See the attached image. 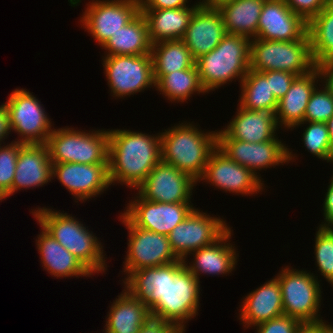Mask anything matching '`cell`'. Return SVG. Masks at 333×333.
<instances>
[{"label":"cell","mask_w":333,"mask_h":333,"mask_svg":"<svg viewBox=\"0 0 333 333\" xmlns=\"http://www.w3.org/2000/svg\"><path fill=\"white\" fill-rule=\"evenodd\" d=\"M133 296L144 302L151 316L176 324L186 332V322L198 315L200 279L183 260L133 271L122 280Z\"/></svg>","instance_id":"obj_1"},{"label":"cell","mask_w":333,"mask_h":333,"mask_svg":"<svg viewBox=\"0 0 333 333\" xmlns=\"http://www.w3.org/2000/svg\"><path fill=\"white\" fill-rule=\"evenodd\" d=\"M108 134L110 183L136 190L161 161V135L118 128Z\"/></svg>","instance_id":"obj_2"},{"label":"cell","mask_w":333,"mask_h":333,"mask_svg":"<svg viewBox=\"0 0 333 333\" xmlns=\"http://www.w3.org/2000/svg\"><path fill=\"white\" fill-rule=\"evenodd\" d=\"M183 121L165 129L161 135V161L189 174L194 180L203 176L212 152L217 148V130L202 131Z\"/></svg>","instance_id":"obj_3"},{"label":"cell","mask_w":333,"mask_h":333,"mask_svg":"<svg viewBox=\"0 0 333 333\" xmlns=\"http://www.w3.org/2000/svg\"><path fill=\"white\" fill-rule=\"evenodd\" d=\"M33 211L34 219L93 275L106 272V254L100 238L78 221V218L46 207H36Z\"/></svg>","instance_id":"obj_4"},{"label":"cell","mask_w":333,"mask_h":333,"mask_svg":"<svg viewBox=\"0 0 333 333\" xmlns=\"http://www.w3.org/2000/svg\"><path fill=\"white\" fill-rule=\"evenodd\" d=\"M251 39L227 33L218 46L195 60L199 78L207 93L234 79L241 83L250 69Z\"/></svg>","instance_id":"obj_5"},{"label":"cell","mask_w":333,"mask_h":333,"mask_svg":"<svg viewBox=\"0 0 333 333\" xmlns=\"http://www.w3.org/2000/svg\"><path fill=\"white\" fill-rule=\"evenodd\" d=\"M52 163L108 164L107 130L54 129L46 143Z\"/></svg>","instance_id":"obj_6"},{"label":"cell","mask_w":333,"mask_h":333,"mask_svg":"<svg viewBox=\"0 0 333 333\" xmlns=\"http://www.w3.org/2000/svg\"><path fill=\"white\" fill-rule=\"evenodd\" d=\"M315 68L308 33L296 41L251 39L250 70L285 71L302 76Z\"/></svg>","instance_id":"obj_7"},{"label":"cell","mask_w":333,"mask_h":333,"mask_svg":"<svg viewBox=\"0 0 333 333\" xmlns=\"http://www.w3.org/2000/svg\"><path fill=\"white\" fill-rule=\"evenodd\" d=\"M275 277L278 279L282 294L283 313L294 317L301 323L323 321L320 318L322 286L318 276L307 270L282 267Z\"/></svg>","instance_id":"obj_8"},{"label":"cell","mask_w":333,"mask_h":333,"mask_svg":"<svg viewBox=\"0 0 333 333\" xmlns=\"http://www.w3.org/2000/svg\"><path fill=\"white\" fill-rule=\"evenodd\" d=\"M278 138L261 143L245 142L232 139L221 129L217 131V147L232 161L247 167L260 179L261 174L257 171L288 164L297 159L293 151Z\"/></svg>","instance_id":"obj_9"},{"label":"cell","mask_w":333,"mask_h":333,"mask_svg":"<svg viewBox=\"0 0 333 333\" xmlns=\"http://www.w3.org/2000/svg\"><path fill=\"white\" fill-rule=\"evenodd\" d=\"M27 89L16 88L11 92L5 106L10 127L17 133L15 141L23 144H46L52 133V121L42 104Z\"/></svg>","instance_id":"obj_10"},{"label":"cell","mask_w":333,"mask_h":333,"mask_svg":"<svg viewBox=\"0 0 333 333\" xmlns=\"http://www.w3.org/2000/svg\"><path fill=\"white\" fill-rule=\"evenodd\" d=\"M120 221L128 230V243L123 262L125 279L142 268L158 267L173 263L179 259L173 253L168 236L135 226L122 212Z\"/></svg>","instance_id":"obj_11"},{"label":"cell","mask_w":333,"mask_h":333,"mask_svg":"<svg viewBox=\"0 0 333 333\" xmlns=\"http://www.w3.org/2000/svg\"><path fill=\"white\" fill-rule=\"evenodd\" d=\"M102 60L110 93L115 99L155 87L151 54L113 55Z\"/></svg>","instance_id":"obj_12"},{"label":"cell","mask_w":333,"mask_h":333,"mask_svg":"<svg viewBox=\"0 0 333 333\" xmlns=\"http://www.w3.org/2000/svg\"><path fill=\"white\" fill-rule=\"evenodd\" d=\"M194 208L189 215L168 234L175 256L187 262L190 253L215 243L230 227L222 218L211 216Z\"/></svg>","instance_id":"obj_13"},{"label":"cell","mask_w":333,"mask_h":333,"mask_svg":"<svg viewBox=\"0 0 333 333\" xmlns=\"http://www.w3.org/2000/svg\"><path fill=\"white\" fill-rule=\"evenodd\" d=\"M80 17L83 29L103 47L140 12V0H91Z\"/></svg>","instance_id":"obj_14"},{"label":"cell","mask_w":333,"mask_h":333,"mask_svg":"<svg viewBox=\"0 0 333 333\" xmlns=\"http://www.w3.org/2000/svg\"><path fill=\"white\" fill-rule=\"evenodd\" d=\"M200 181L226 193L243 196L261 193L266 187L263 178L259 179L247 167L232 161L218 147L210 155Z\"/></svg>","instance_id":"obj_15"},{"label":"cell","mask_w":333,"mask_h":333,"mask_svg":"<svg viewBox=\"0 0 333 333\" xmlns=\"http://www.w3.org/2000/svg\"><path fill=\"white\" fill-rule=\"evenodd\" d=\"M123 214L137 227L158 234H168L195 208L192 202L160 203L142 198L138 193Z\"/></svg>","instance_id":"obj_16"},{"label":"cell","mask_w":333,"mask_h":333,"mask_svg":"<svg viewBox=\"0 0 333 333\" xmlns=\"http://www.w3.org/2000/svg\"><path fill=\"white\" fill-rule=\"evenodd\" d=\"M197 183L189 174L160 161L137 188V193L146 200L160 203L191 202Z\"/></svg>","instance_id":"obj_17"},{"label":"cell","mask_w":333,"mask_h":333,"mask_svg":"<svg viewBox=\"0 0 333 333\" xmlns=\"http://www.w3.org/2000/svg\"><path fill=\"white\" fill-rule=\"evenodd\" d=\"M56 177L82 203L111 186L108 164L52 163V179Z\"/></svg>","instance_id":"obj_18"},{"label":"cell","mask_w":333,"mask_h":333,"mask_svg":"<svg viewBox=\"0 0 333 333\" xmlns=\"http://www.w3.org/2000/svg\"><path fill=\"white\" fill-rule=\"evenodd\" d=\"M308 23L295 14L285 0H265L257 28V39L296 41L307 34Z\"/></svg>","instance_id":"obj_19"},{"label":"cell","mask_w":333,"mask_h":333,"mask_svg":"<svg viewBox=\"0 0 333 333\" xmlns=\"http://www.w3.org/2000/svg\"><path fill=\"white\" fill-rule=\"evenodd\" d=\"M221 12L199 6L192 15L182 41L196 60L215 49L226 35Z\"/></svg>","instance_id":"obj_20"},{"label":"cell","mask_w":333,"mask_h":333,"mask_svg":"<svg viewBox=\"0 0 333 333\" xmlns=\"http://www.w3.org/2000/svg\"><path fill=\"white\" fill-rule=\"evenodd\" d=\"M237 107L235 117L223 129L232 139L261 143L278 137L276 131L280 127L276 119L277 107L257 110Z\"/></svg>","instance_id":"obj_21"},{"label":"cell","mask_w":333,"mask_h":333,"mask_svg":"<svg viewBox=\"0 0 333 333\" xmlns=\"http://www.w3.org/2000/svg\"><path fill=\"white\" fill-rule=\"evenodd\" d=\"M52 180V162L46 144H23L17 157L13 193L42 187Z\"/></svg>","instance_id":"obj_22"},{"label":"cell","mask_w":333,"mask_h":333,"mask_svg":"<svg viewBox=\"0 0 333 333\" xmlns=\"http://www.w3.org/2000/svg\"><path fill=\"white\" fill-rule=\"evenodd\" d=\"M239 309V320L247 329L283 315L280 283L273 277L244 297Z\"/></svg>","instance_id":"obj_23"},{"label":"cell","mask_w":333,"mask_h":333,"mask_svg":"<svg viewBox=\"0 0 333 333\" xmlns=\"http://www.w3.org/2000/svg\"><path fill=\"white\" fill-rule=\"evenodd\" d=\"M233 231L231 228L212 245L202 247L189 255L194 257L188 264L184 262L187 269L197 278L202 274L225 275L235 270L239 254L235 246L230 243ZM192 263V264H191Z\"/></svg>","instance_id":"obj_24"},{"label":"cell","mask_w":333,"mask_h":333,"mask_svg":"<svg viewBox=\"0 0 333 333\" xmlns=\"http://www.w3.org/2000/svg\"><path fill=\"white\" fill-rule=\"evenodd\" d=\"M319 79L322 80L317 67L310 73L294 79L286 95L278 100L276 119L280 127L292 130L294 126L304 122L309 99L318 82L322 83Z\"/></svg>","instance_id":"obj_25"},{"label":"cell","mask_w":333,"mask_h":333,"mask_svg":"<svg viewBox=\"0 0 333 333\" xmlns=\"http://www.w3.org/2000/svg\"><path fill=\"white\" fill-rule=\"evenodd\" d=\"M40 234L36 245L40 254L42 267L50 275L58 278L92 277V273L65 247H63L40 224Z\"/></svg>","instance_id":"obj_26"},{"label":"cell","mask_w":333,"mask_h":333,"mask_svg":"<svg viewBox=\"0 0 333 333\" xmlns=\"http://www.w3.org/2000/svg\"><path fill=\"white\" fill-rule=\"evenodd\" d=\"M199 6L196 2L192 7L177 9H141L148 24L150 42L155 44L161 41L182 40L190 19Z\"/></svg>","instance_id":"obj_27"},{"label":"cell","mask_w":333,"mask_h":333,"mask_svg":"<svg viewBox=\"0 0 333 333\" xmlns=\"http://www.w3.org/2000/svg\"><path fill=\"white\" fill-rule=\"evenodd\" d=\"M108 311L104 330L106 333H138L151 316L147 305L126 288L117 296Z\"/></svg>","instance_id":"obj_28"},{"label":"cell","mask_w":333,"mask_h":333,"mask_svg":"<svg viewBox=\"0 0 333 333\" xmlns=\"http://www.w3.org/2000/svg\"><path fill=\"white\" fill-rule=\"evenodd\" d=\"M102 48L106 52L105 56L150 54L152 43L145 16L140 12L112 35Z\"/></svg>","instance_id":"obj_29"},{"label":"cell","mask_w":333,"mask_h":333,"mask_svg":"<svg viewBox=\"0 0 333 333\" xmlns=\"http://www.w3.org/2000/svg\"><path fill=\"white\" fill-rule=\"evenodd\" d=\"M265 0H232L218 10L223 17L226 33L257 37L259 17Z\"/></svg>","instance_id":"obj_30"},{"label":"cell","mask_w":333,"mask_h":333,"mask_svg":"<svg viewBox=\"0 0 333 333\" xmlns=\"http://www.w3.org/2000/svg\"><path fill=\"white\" fill-rule=\"evenodd\" d=\"M155 88L170 102H186L192 94L207 93L203 88L196 65L170 74H154Z\"/></svg>","instance_id":"obj_31"},{"label":"cell","mask_w":333,"mask_h":333,"mask_svg":"<svg viewBox=\"0 0 333 333\" xmlns=\"http://www.w3.org/2000/svg\"><path fill=\"white\" fill-rule=\"evenodd\" d=\"M311 53L316 67L333 60V0L308 22Z\"/></svg>","instance_id":"obj_32"},{"label":"cell","mask_w":333,"mask_h":333,"mask_svg":"<svg viewBox=\"0 0 333 333\" xmlns=\"http://www.w3.org/2000/svg\"><path fill=\"white\" fill-rule=\"evenodd\" d=\"M150 54L154 74H170L195 65V59L182 40L161 41L152 44Z\"/></svg>","instance_id":"obj_33"},{"label":"cell","mask_w":333,"mask_h":333,"mask_svg":"<svg viewBox=\"0 0 333 333\" xmlns=\"http://www.w3.org/2000/svg\"><path fill=\"white\" fill-rule=\"evenodd\" d=\"M238 106L249 110L278 107V100L270 90L269 81L257 71L250 70L240 83Z\"/></svg>","instance_id":"obj_34"},{"label":"cell","mask_w":333,"mask_h":333,"mask_svg":"<svg viewBox=\"0 0 333 333\" xmlns=\"http://www.w3.org/2000/svg\"><path fill=\"white\" fill-rule=\"evenodd\" d=\"M302 124H307L306 129L304 127L302 142L308 152L316 156V158L322 161L330 162L331 164V154H330V140L328 126L325 122H308L304 121L297 124L292 129L298 128Z\"/></svg>","instance_id":"obj_35"},{"label":"cell","mask_w":333,"mask_h":333,"mask_svg":"<svg viewBox=\"0 0 333 333\" xmlns=\"http://www.w3.org/2000/svg\"><path fill=\"white\" fill-rule=\"evenodd\" d=\"M315 233V263L318 272L329 284H333V230L330 227L318 226Z\"/></svg>","instance_id":"obj_36"},{"label":"cell","mask_w":333,"mask_h":333,"mask_svg":"<svg viewBox=\"0 0 333 333\" xmlns=\"http://www.w3.org/2000/svg\"><path fill=\"white\" fill-rule=\"evenodd\" d=\"M22 145L17 141L0 145V201L12 196L17 157Z\"/></svg>","instance_id":"obj_37"},{"label":"cell","mask_w":333,"mask_h":333,"mask_svg":"<svg viewBox=\"0 0 333 333\" xmlns=\"http://www.w3.org/2000/svg\"><path fill=\"white\" fill-rule=\"evenodd\" d=\"M316 87L306 107L304 121L327 122L333 115V94L324 85ZM320 88V90H319Z\"/></svg>","instance_id":"obj_38"},{"label":"cell","mask_w":333,"mask_h":333,"mask_svg":"<svg viewBox=\"0 0 333 333\" xmlns=\"http://www.w3.org/2000/svg\"><path fill=\"white\" fill-rule=\"evenodd\" d=\"M302 323L285 314L256 325V333H296Z\"/></svg>","instance_id":"obj_39"},{"label":"cell","mask_w":333,"mask_h":333,"mask_svg":"<svg viewBox=\"0 0 333 333\" xmlns=\"http://www.w3.org/2000/svg\"><path fill=\"white\" fill-rule=\"evenodd\" d=\"M260 73L269 81L270 90H272L277 100L286 95L290 85L297 77V75L285 71H265Z\"/></svg>","instance_id":"obj_40"},{"label":"cell","mask_w":333,"mask_h":333,"mask_svg":"<svg viewBox=\"0 0 333 333\" xmlns=\"http://www.w3.org/2000/svg\"><path fill=\"white\" fill-rule=\"evenodd\" d=\"M329 0H285L287 6L307 23L317 16Z\"/></svg>","instance_id":"obj_41"},{"label":"cell","mask_w":333,"mask_h":333,"mask_svg":"<svg viewBox=\"0 0 333 333\" xmlns=\"http://www.w3.org/2000/svg\"><path fill=\"white\" fill-rule=\"evenodd\" d=\"M138 333H185L176 324L150 316Z\"/></svg>","instance_id":"obj_42"},{"label":"cell","mask_w":333,"mask_h":333,"mask_svg":"<svg viewBox=\"0 0 333 333\" xmlns=\"http://www.w3.org/2000/svg\"><path fill=\"white\" fill-rule=\"evenodd\" d=\"M188 0H140V9H177L188 7Z\"/></svg>","instance_id":"obj_43"},{"label":"cell","mask_w":333,"mask_h":333,"mask_svg":"<svg viewBox=\"0 0 333 333\" xmlns=\"http://www.w3.org/2000/svg\"><path fill=\"white\" fill-rule=\"evenodd\" d=\"M323 214L324 222H322L319 226L330 227V225L333 224V175L330 179L327 192L325 193Z\"/></svg>","instance_id":"obj_44"},{"label":"cell","mask_w":333,"mask_h":333,"mask_svg":"<svg viewBox=\"0 0 333 333\" xmlns=\"http://www.w3.org/2000/svg\"><path fill=\"white\" fill-rule=\"evenodd\" d=\"M317 68L321 74L322 83L333 94V60L320 63Z\"/></svg>","instance_id":"obj_45"},{"label":"cell","mask_w":333,"mask_h":333,"mask_svg":"<svg viewBox=\"0 0 333 333\" xmlns=\"http://www.w3.org/2000/svg\"><path fill=\"white\" fill-rule=\"evenodd\" d=\"M332 327L325 320L314 323H302L296 333H328Z\"/></svg>","instance_id":"obj_46"},{"label":"cell","mask_w":333,"mask_h":333,"mask_svg":"<svg viewBox=\"0 0 333 333\" xmlns=\"http://www.w3.org/2000/svg\"><path fill=\"white\" fill-rule=\"evenodd\" d=\"M12 132L10 127V120L8 110L5 104L0 105V145L5 144V139Z\"/></svg>","instance_id":"obj_47"},{"label":"cell","mask_w":333,"mask_h":333,"mask_svg":"<svg viewBox=\"0 0 333 333\" xmlns=\"http://www.w3.org/2000/svg\"><path fill=\"white\" fill-rule=\"evenodd\" d=\"M230 1L232 0H199L198 3L201 7L218 9L221 5Z\"/></svg>","instance_id":"obj_48"},{"label":"cell","mask_w":333,"mask_h":333,"mask_svg":"<svg viewBox=\"0 0 333 333\" xmlns=\"http://www.w3.org/2000/svg\"><path fill=\"white\" fill-rule=\"evenodd\" d=\"M329 131L331 163L333 164V115L326 122Z\"/></svg>","instance_id":"obj_49"},{"label":"cell","mask_w":333,"mask_h":333,"mask_svg":"<svg viewBox=\"0 0 333 333\" xmlns=\"http://www.w3.org/2000/svg\"><path fill=\"white\" fill-rule=\"evenodd\" d=\"M328 333H333V327L329 330Z\"/></svg>","instance_id":"obj_50"}]
</instances>
